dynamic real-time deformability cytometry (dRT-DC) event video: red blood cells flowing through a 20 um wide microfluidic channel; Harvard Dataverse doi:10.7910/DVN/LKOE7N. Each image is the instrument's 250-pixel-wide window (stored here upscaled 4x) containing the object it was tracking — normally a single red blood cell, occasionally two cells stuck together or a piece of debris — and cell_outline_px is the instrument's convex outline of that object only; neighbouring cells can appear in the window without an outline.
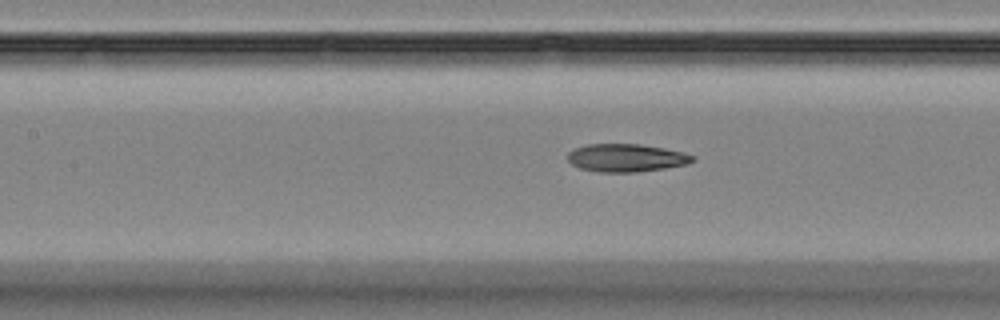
{"species": "Egyptian fruit bat (a non-hibernating species)", "species_latin": "Rousettus aegyptiacus", "temperature_condition": "room temperature", "stored_images_in_passage": 55, "camera_frame_rate_fps": 3000, "um_per_image_px": 0.085, "animal": {"sex": "female"}, "frame": {"image": 1, "passage_image": 25, "time_ms": 8.0, "image_size_px": [1000, 320], "cell_outline_px": [[696, 160], [688, 164], [664, 168], [636, 172], [596, 172], [580, 168], [572, 164], [568, 160], [568, 152], [576, 148], [588, 144], [640, 144], [664, 148], [684, 152], [696, 156]], "centroid_in_image_um": [53.27, 13.42], "position_along_channel_um": 154.1, "area_um2": 20.4}}
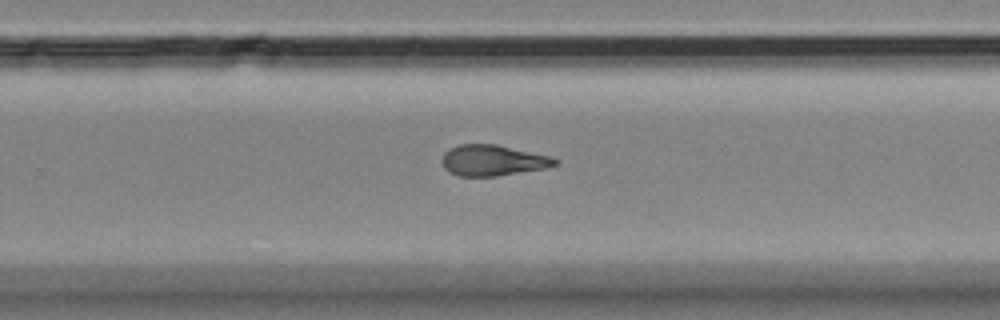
{"frame": {"image": 2, "passage_image": 36, "time_ms": 11.667, "image_size_px": [1000, 320], "cell_outline_px": [[560, 160], [556, 164], [544, 168], [496, 176], [456, 176], [448, 172], [444, 168], [440, 160], [444, 152], [460, 144], [496, 144], [552, 156]], "centroid_in_image_um": [41.86, 13.63], "position_along_channel_um": 287.9, "area_um2": 20.4}}
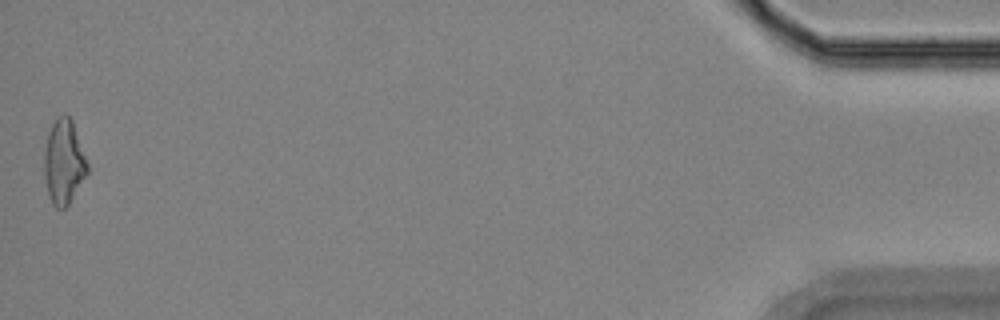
{"frame": {"image": 3, "passage_image": 55, "time_ms": 18.0, "image_size_px": [1000, 320], "cell_outline_px": [[88, 172], [68, 204], [64, 208], [56, 208], [52, 204], [48, 196], [44, 176], [44, 148], [48, 132], [56, 116], [64, 112], [72, 120], [88, 164]], "centroid_in_image_um": [5.4, 13.74], "position_along_channel_um": 429.8, "area_um2": 21.33}, "authors_computed_cell_mechanics": {"area_um2": 20.808, "velocity_mm_per_s": 3.6676, "shape_relaxation_time_tau1_ms": 11.2937, "shape_relaxation_time_tau2_ms": 3.0616, "deformation_change_tau1": 0.2679, "deformation_change_tau2": 0.1225}}